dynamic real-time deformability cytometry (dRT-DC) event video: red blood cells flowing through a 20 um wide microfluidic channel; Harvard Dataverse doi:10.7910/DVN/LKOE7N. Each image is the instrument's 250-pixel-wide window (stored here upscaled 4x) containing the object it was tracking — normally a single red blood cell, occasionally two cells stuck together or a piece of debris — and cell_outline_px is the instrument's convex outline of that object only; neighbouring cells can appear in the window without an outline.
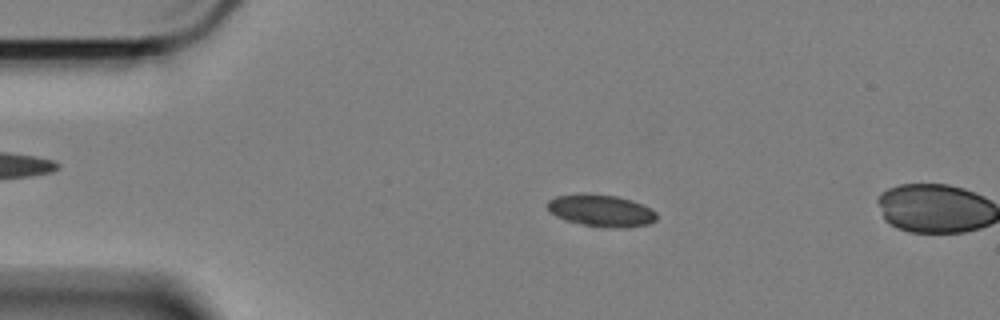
{"species": "Egyptian fruit bat (a non-hibernating species)", "species_latin": "Rousettus aegyptiacus", "temperature_condition": "cold", "stored_images_in_passage": 6, "camera_frame_rate_fps": 3000, "um_per_image_px": 0.085, "animal": {"sex": "female"}, "frame": {"image": 1, "passage_image": 3, "time_ms": 0.667, "image_size_px": [1000, 320], "cell_outline_px": [[656, 220], [648, 224], [624, 228], [616, 228], [584, 224], [564, 220], [548, 212], [544, 204], [548, 200], [556, 196], [584, 192], [616, 196], [632, 200], [656, 212]], "centroid_in_image_um": [51.01, 17.88], "position_along_channel_um": 34.0, "area_um2": 20.52}}